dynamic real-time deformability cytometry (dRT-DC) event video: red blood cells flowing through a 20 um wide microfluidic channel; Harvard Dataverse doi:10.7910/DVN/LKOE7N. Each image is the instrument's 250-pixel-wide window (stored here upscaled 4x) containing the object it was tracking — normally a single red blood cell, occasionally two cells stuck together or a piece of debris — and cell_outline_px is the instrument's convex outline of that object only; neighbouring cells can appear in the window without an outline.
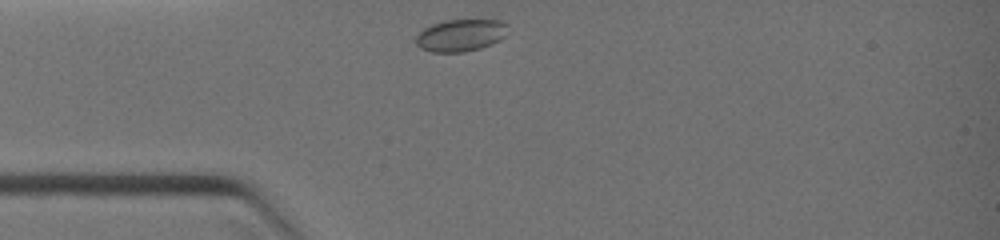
{"species": "common noctule bat (a hibernating species)", "species_latin": "Nyctalus noctula", "temperature_condition": "warm", "stored_images_in_passage": 1, "camera_frame_rate_fps": 3000, "um_per_image_px": 0.085, "animal": {"sex": "female", "body_mass_g": 19.0, "forearm_length_mm": 51.5}, "frame": {"image": 1, "passage_image": 1, "time_ms": 0.0, "image_size_px": [1000, 240], "cell_outline_px": [[508, 24], [504, 36], [500, 40], [492, 44], [480, 48], [464, 52], [432, 52], [420, 48], [416, 44], [416, 36], [424, 28], [432, 24], [444, 20], [500, 20]], "centroid_in_image_um": [39.15, 3.0], "position_along_channel_um": 45.9, "area_um2": 17.22}}